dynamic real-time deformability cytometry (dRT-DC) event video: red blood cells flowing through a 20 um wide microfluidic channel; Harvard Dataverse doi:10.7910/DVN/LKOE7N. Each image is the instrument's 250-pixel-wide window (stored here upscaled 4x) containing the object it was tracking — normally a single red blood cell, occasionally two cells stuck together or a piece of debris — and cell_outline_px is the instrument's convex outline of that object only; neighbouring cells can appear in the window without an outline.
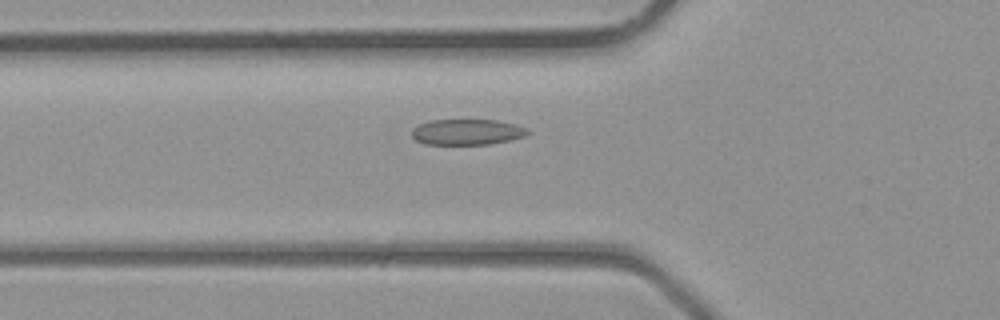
{"species": "common noctule bat (a hibernating species)", "species_latin": "Nyctalus noctula", "temperature_condition": "room temperature", "stored_images_in_passage": 30, "camera_frame_rate_fps": 3000, "um_per_image_px": 0.085, "animal": {"sex": "male", "body_mass_g": 23.1, "forearm_length_mm": 52.7}, "frame": {"image": 1, "passage_image": 5, "time_ms": 1.333, "image_size_px": [1000, 320], "cell_outline_px": [[528, 132], [524, 136], [508, 140], [488, 144], [424, 144], [416, 140], [412, 136], [412, 128], [428, 120], [496, 120], [516, 124], [528, 128]], "centroid_in_image_um": [39.67, 11.21], "position_along_channel_um": 86.1, "area_um2": 17.28}}
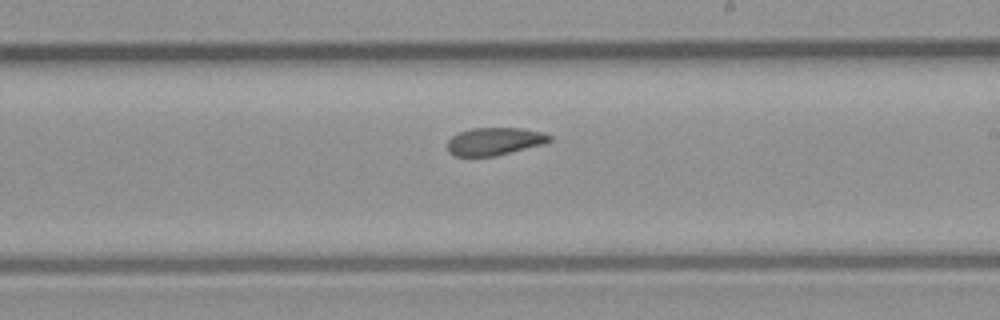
{"frame": {"image": 2, "passage_image": 14, "time_ms": 4.333, "image_size_px": [1000, 320], "cell_outline_px": [[552, 140], [544, 144], [496, 156], [456, 156], [448, 152], [448, 140], [452, 136], [460, 132], [472, 128], [520, 128], [544, 132], [552, 136]], "centroid_in_image_um": [42.06, 12.01], "position_along_channel_um": 246.9, "area_um2": 16.53}}
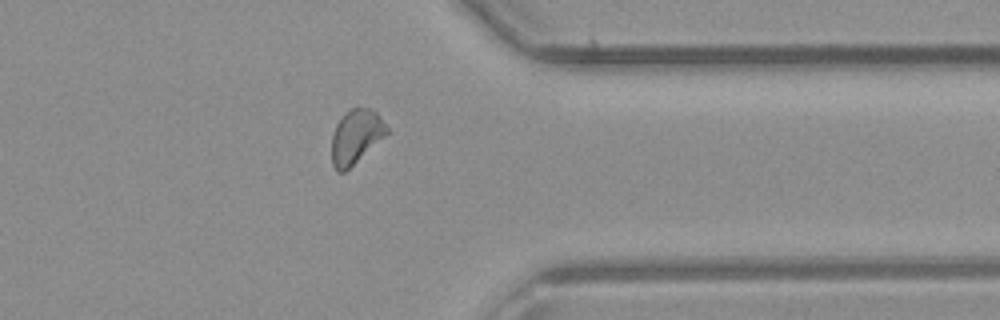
{"frame": {"image": 3, "passage_image": 22, "time_ms": 7.0, "image_size_px": [1000, 320], "cell_outline_px": [[388, 132], [384, 136], [344, 172], [336, 172], [332, 164], [332, 136], [336, 124], [344, 112], [352, 108], [372, 108], [380, 116], [388, 128]], "centroid_in_image_um": [30.23, 11.59], "position_along_channel_um": 381.2, "area_um2": 17.11}}